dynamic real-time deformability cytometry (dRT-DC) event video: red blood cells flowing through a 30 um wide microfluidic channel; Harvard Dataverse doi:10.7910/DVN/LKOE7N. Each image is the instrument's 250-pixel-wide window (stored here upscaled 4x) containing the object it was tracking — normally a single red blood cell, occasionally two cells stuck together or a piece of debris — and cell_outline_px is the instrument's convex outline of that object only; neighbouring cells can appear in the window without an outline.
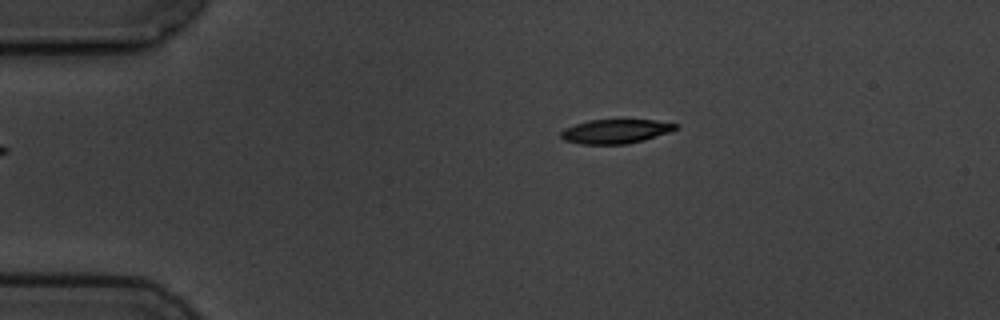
{"species": "common noctule bat (a hibernating species)", "species_latin": "Nyctalus noctula", "temperature_condition": "cold", "stored_images_in_passage": 2, "camera_frame_rate_fps": 3000, "um_per_image_px": 0.085, "animal": {"sex": "male", "body_mass_g": 19.5, "forearm_length_mm": 54.6}, "frame": {"image": 1, "passage_image": 2, "time_ms": 2.0, "image_size_px": [1000, 320], "cell_outline_px": [[680, 124], [676, 128], [668, 132], [644, 140], [628, 144], [580, 144], [564, 140], [560, 136], [560, 132], [564, 128], [588, 120], [656, 120]], "centroid_in_image_um": [52.3, 11.16], "position_along_channel_um": 32.7, "area_um2": 16.13}}